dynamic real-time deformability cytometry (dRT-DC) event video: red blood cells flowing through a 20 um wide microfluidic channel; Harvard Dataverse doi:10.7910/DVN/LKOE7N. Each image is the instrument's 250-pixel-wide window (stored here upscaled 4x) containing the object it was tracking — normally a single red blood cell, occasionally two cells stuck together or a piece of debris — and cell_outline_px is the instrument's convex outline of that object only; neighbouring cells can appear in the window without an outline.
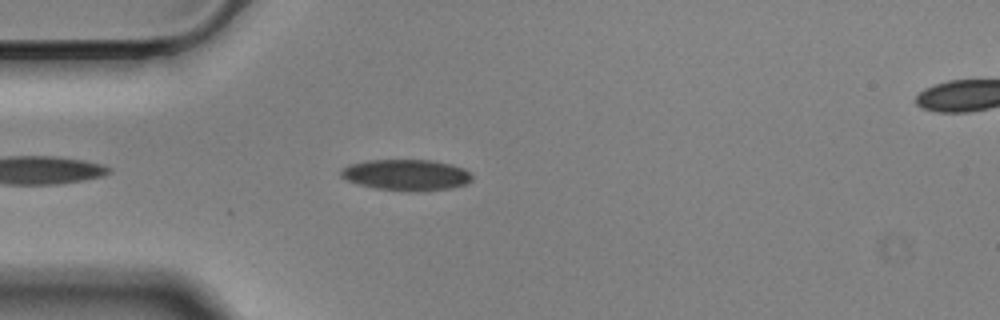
{"species": "Egyptian fruit bat (a non-hibernating species)", "species_latin": "Rousettus aegyptiacus", "temperature_condition": "cold", "stored_images_in_passage": 27, "camera_frame_rate_fps": 3000, "um_per_image_px": 0.085, "animal": {"sex": "male"}, "frame": {"image": 1, "passage_image": 2, "time_ms": 0.333, "image_size_px": [1000, 320], "cell_outline_px": [[472, 180], [468, 184], [452, 188], [424, 192], [408, 192], [376, 188], [356, 184], [340, 176], [340, 172], [348, 164], [368, 160], [432, 160], [452, 164], [464, 168], [472, 176]], "centroid_in_image_um": [34.57, 14.88], "position_along_channel_um": 50.4, "area_um2": 24.16}}
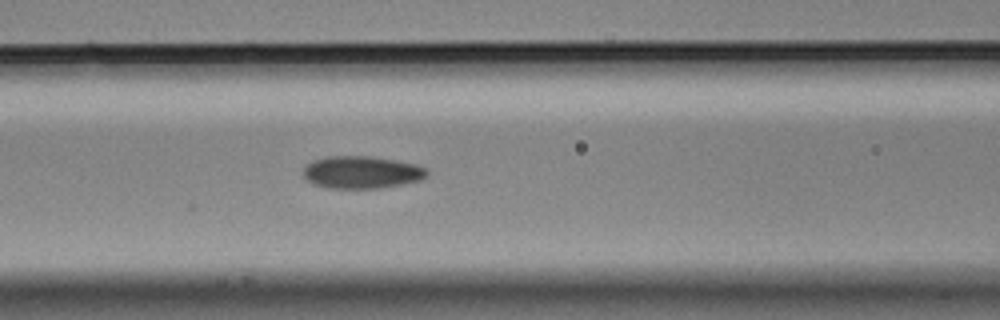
{"frame": {"image": 2, "passage_image": 10, "time_ms": 3.0, "image_size_px": [1000, 320], "cell_outline_px": [[428, 176], [420, 180], [380, 188], [328, 188], [316, 184], [308, 180], [304, 176], [304, 168], [312, 160], [328, 156], [368, 156], [416, 164], [428, 168]], "centroid_in_image_um": [30.76, 14.64], "position_along_channel_um": 135.8, "area_um2": 23.18}}
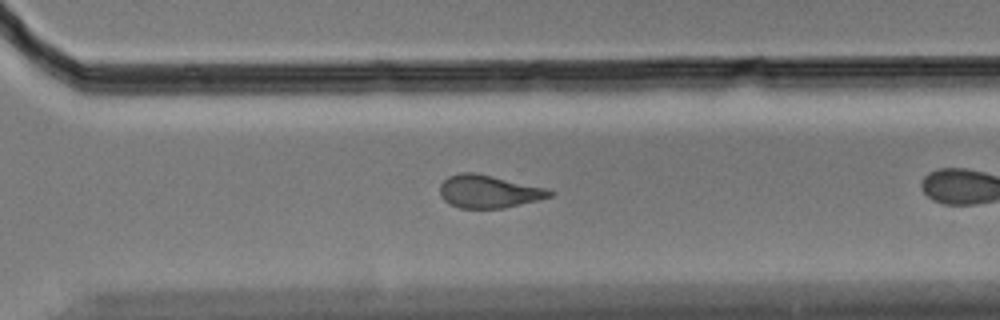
{"frame": {"image": 3, "passage_image": 23, "time_ms": 7.333, "image_size_px": [1000, 320], "cell_outline_px": [[556, 192], [552, 196], [504, 208], [460, 208], [448, 204], [440, 196], [440, 184], [448, 176], [460, 172], [476, 172], [548, 188]], "centroid_in_image_um": [41.53, 16.26], "position_along_channel_um": 329.1, "area_um2": 21.21}}